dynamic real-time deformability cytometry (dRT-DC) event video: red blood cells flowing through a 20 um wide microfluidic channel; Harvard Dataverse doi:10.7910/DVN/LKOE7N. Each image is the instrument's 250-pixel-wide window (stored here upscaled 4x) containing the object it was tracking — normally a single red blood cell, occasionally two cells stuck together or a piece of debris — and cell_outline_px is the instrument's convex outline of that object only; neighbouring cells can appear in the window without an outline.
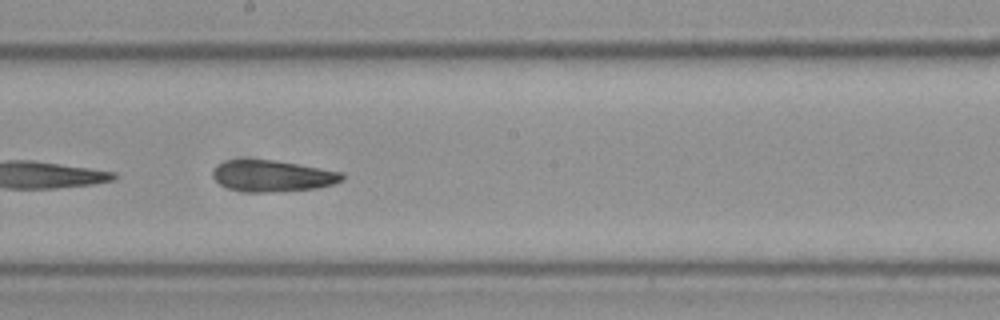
{"species": "Egyptian fruit bat (a non-hibernating species)", "species_latin": "Rousettus aegyptiacus", "temperature_condition": "cold", "stored_images_in_passage": 30, "camera_frame_rate_fps": 3000, "um_per_image_px": 0.085, "frame": {"image": 1, "passage_image": 18, "time_ms": 5.667, "image_size_px": [1000, 320], "cell_outline_px": [[344, 176], [340, 180], [332, 184], [316, 188], [272, 192], [248, 192], [228, 188], [220, 184], [212, 176], [212, 172], [220, 164], [228, 160], [272, 160], [344, 172]], "centroid_in_image_um": [23.16, 14.96], "position_along_channel_um": 225.0, "area_um2": 23.18}}
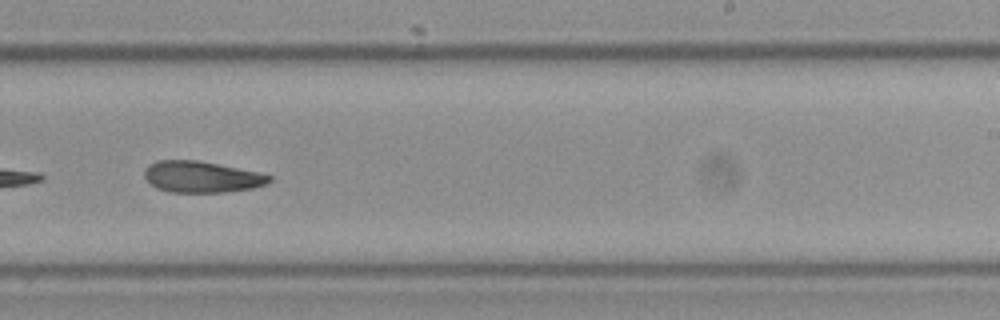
{"frame": {"image": 2, "passage_image": 22, "time_ms": 7.0, "image_size_px": [1000, 320], "cell_outline_px": [[272, 180], [264, 184], [252, 188], [224, 192], [168, 192], [156, 188], [144, 176], [144, 172], [148, 164], [156, 160], [196, 160], [256, 172], [272, 176]], "centroid_in_image_um": [17.08, 15.03], "position_along_channel_um": 271.9, "area_um2": 22.48}}